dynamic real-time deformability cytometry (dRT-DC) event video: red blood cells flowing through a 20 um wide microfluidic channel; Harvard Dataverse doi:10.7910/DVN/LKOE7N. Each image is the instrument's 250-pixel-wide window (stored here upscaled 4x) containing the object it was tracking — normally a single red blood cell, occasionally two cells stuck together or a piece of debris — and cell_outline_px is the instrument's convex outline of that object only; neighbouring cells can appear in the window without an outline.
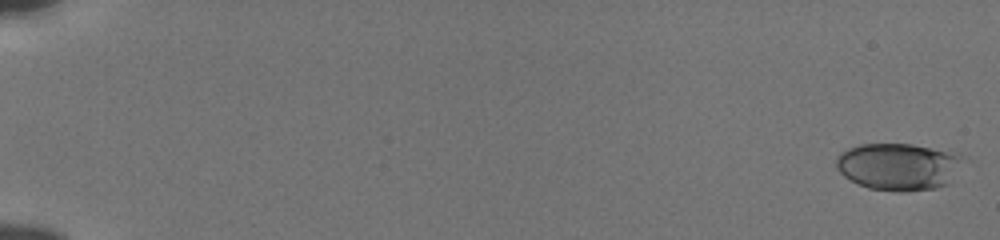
{"species": "human", "species_latin": "Homo sapiens", "temperature_condition": "cold", "stored_images_in_passage": 56, "camera_frame_rate_fps": 3000, "um_per_image_px": 0.085, "donor": {"sex": "male"}, "frame": {"image": 1, "passage_image": 1, "time_ms": 0.0, "image_size_px": [1000, 240], "cell_outline_px": [[960, 156], [948, 184], [936, 188], [904, 192], [896, 192], [868, 188], [844, 176], [836, 168], [836, 156], [840, 152], [848, 148], [860, 144], [912, 144], [960, 152]], "centroid_in_image_um": [76.3, 14.15], "position_along_channel_um": 8.7, "area_um2": 34.62}}
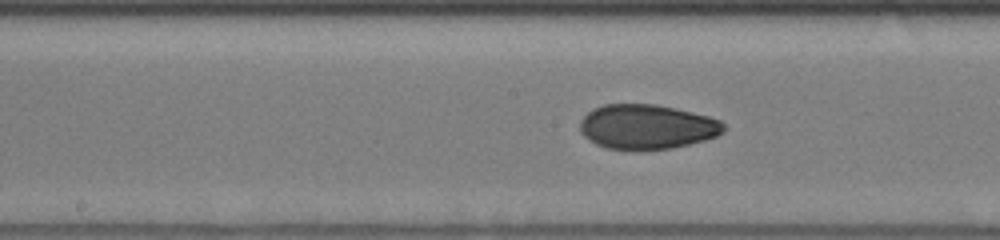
{"frame": {"image": 2, "passage_image": 31, "time_ms": 10.0, "image_size_px": [1000, 240], "cell_outline_px": [[728, 128], [724, 132], [716, 136], [704, 140], [672, 148], [608, 148], [596, 144], [588, 140], [580, 132], [580, 120], [592, 108], [604, 104], [656, 104], [676, 108], [708, 116], [720, 120]], "centroid_in_image_um": [54.99, 10.75], "position_along_channel_um": 193.2, "area_um2": 37.17}}
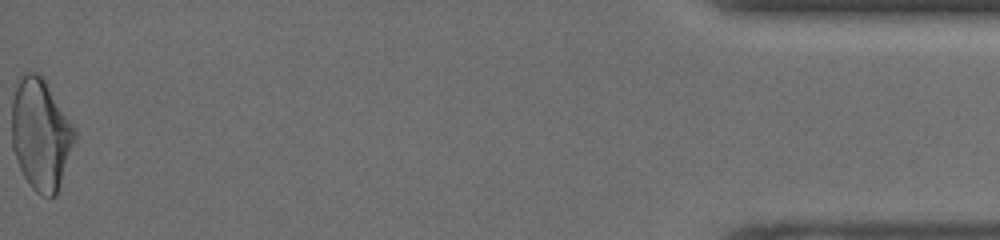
{"frame": {"image": 3, "passage_image": 56, "time_ms": 18.333, "image_size_px": [1000, 240], "cell_outline_px": [[76, 140], [56, 196], [40, 196], [28, 184], [16, 160], [12, 148], [12, 100], [16, 84], [20, 76], [24, 72], [36, 72], [44, 76], [76, 128]], "centroid_in_image_um": [3.47, 11.38], "position_along_channel_um": 431.7, "area_um2": 41.56}, "authors_computed_cell_mechanics": {"area_um2": 36.7897, "velocity_mm_per_s": 3.8422, "shape_relaxation_time_tau1_ms": 5.0081, "shape_relaxation_time_tau2_ms": 1.6009, "deformation_change_tau1": 0.157, "deformation_change_tau2": 0.0522}}